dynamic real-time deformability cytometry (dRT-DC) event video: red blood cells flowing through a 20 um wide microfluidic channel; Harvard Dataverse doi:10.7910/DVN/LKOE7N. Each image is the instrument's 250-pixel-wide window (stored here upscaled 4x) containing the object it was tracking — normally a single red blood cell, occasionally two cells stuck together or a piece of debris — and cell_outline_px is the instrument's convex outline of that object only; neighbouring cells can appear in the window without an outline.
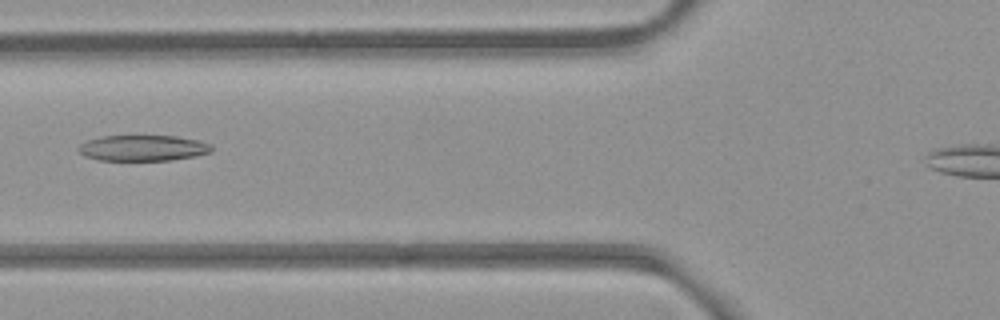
{"species": "common noctule bat (a hibernating species)", "species_latin": "Nyctalus noctula", "temperature_condition": "room temperature", "stored_images_in_passage": 31, "camera_frame_rate_fps": 3000, "um_per_image_px": 0.085, "animal": {"sex": "female", "body_mass_g": 21.9}, "frame": {"image": 1, "passage_image": 5, "time_ms": 1.333, "image_size_px": [1000, 320], "cell_outline_px": [[212, 152], [196, 156], [172, 160], [96, 160], [84, 156], [76, 148], [80, 144], [88, 140], [100, 136], [176, 136], [200, 140], [212, 144]], "centroid_in_image_um": [12.16, 12.58], "position_along_channel_um": 113.6, "area_um2": 20.23}}
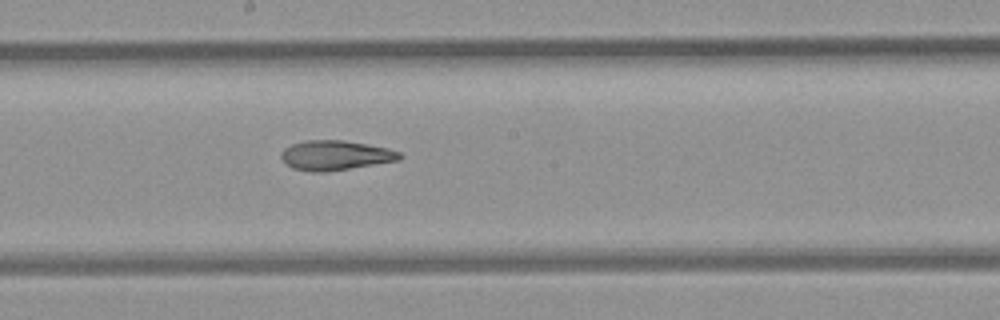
{"frame": {"image": 2, "passage_image": 13, "time_ms": 4.0, "image_size_px": [1000, 320], "cell_outline_px": [[404, 156], [400, 160], [324, 172], [312, 172], [292, 168], [280, 156], [280, 152], [284, 148], [292, 144], [304, 140], [344, 140], [388, 148], [400, 152]], "centroid_in_image_um": [28.51, 13.19], "position_along_channel_um": 219.7, "area_um2": 20.46}}
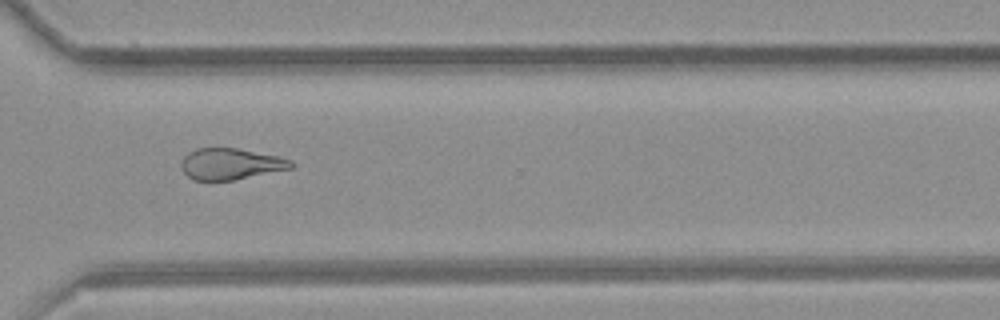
{"frame": {"image": 3, "passage_image": 23, "time_ms": 7.333, "image_size_px": [1000, 320], "cell_outline_px": [[296, 164], [292, 168], [236, 180], [192, 180], [180, 168], [180, 164], [184, 156], [188, 152], [196, 148], [236, 148], [280, 156], [292, 160]], "centroid_in_image_um": [19.62, 13.93], "position_along_channel_um": 351.0, "area_um2": 20.29}}